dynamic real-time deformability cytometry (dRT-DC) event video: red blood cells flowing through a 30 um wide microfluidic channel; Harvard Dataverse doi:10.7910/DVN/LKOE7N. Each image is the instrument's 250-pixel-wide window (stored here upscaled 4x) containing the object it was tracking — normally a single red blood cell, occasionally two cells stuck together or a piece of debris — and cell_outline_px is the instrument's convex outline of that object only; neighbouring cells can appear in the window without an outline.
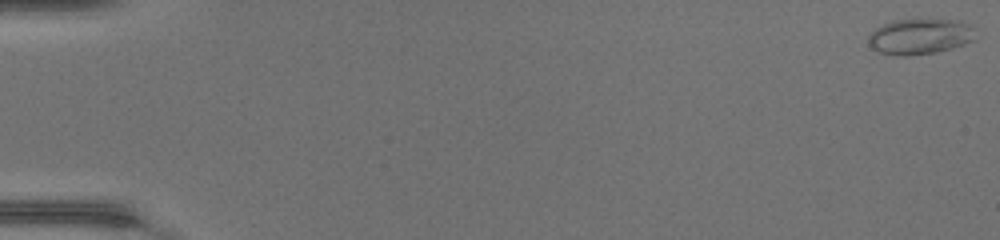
{"species": "common noctule bat (a hibernating species)", "species_latin": "Nyctalus noctula", "temperature_condition": "warm", "stored_images_in_passage": 49, "camera_frame_rate_fps": 3000, "um_per_image_px": 0.085, "animal": {"sex": "female", "body_mass_g": 17.0, "forearm_length_mm": 48.0}, "frame": {"image": 1, "passage_image": 1, "time_ms": 0.0, "image_size_px": [1000, 240], "cell_outline_px": [[976, 40], [952, 48], [936, 52], [904, 56], [900, 56], [880, 52], [872, 48], [868, 44], [868, 36], [876, 28], [892, 20], [960, 20], [972, 24]], "centroid_in_image_um": [78.22, 3.1], "position_along_channel_um": 6.8, "area_um2": 22.25}}
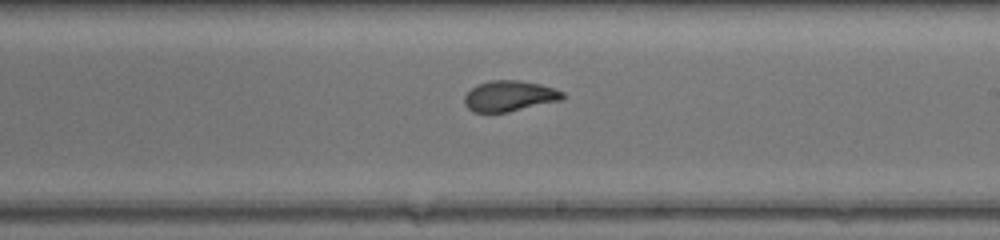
{"frame": {"image": 2, "passage_image": 30, "time_ms": 9.667, "image_size_px": [1000, 240], "cell_outline_px": [[564, 96], [560, 100], [508, 112], [472, 112], [464, 104], [464, 96], [476, 84], [492, 80], [520, 80], [540, 84], [564, 92]], "centroid_in_image_um": [43.26, 8.16], "position_along_channel_um": 245.7, "area_um2": 17.46}}
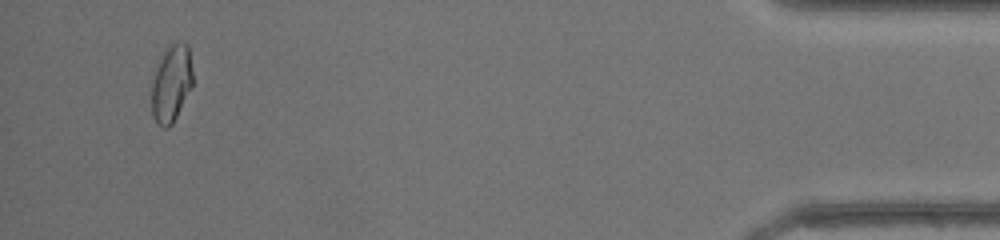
{"frame": {"image": 3, "passage_image": 47, "time_ms": 15.333, "image_size_px": [1000, 240], "cell_outline_px": [[192, 88], [172, 124], [168, 128], [164, 128], [156, 124], [152, 116], [152, 80], [156, 68], [164, 52], [172, 44], [188, 44], [192, 72]], "centroid_in_image_um": [14.56, 7.17], "position_along_channel_um": 420.6, "area_um2": 18.26}, "authors_computed_cell_mechanics": {"area_um2": 18.496, "velocity_mm_per_s": 4.3803, "shape_relaxation_time_tau1_ms": 4.9318, "shape_relaxation_time_tau2_ms": 0.7742, "deformation_change_tau1": 0.2057, "deformation_change_tau2": 0.0564}}